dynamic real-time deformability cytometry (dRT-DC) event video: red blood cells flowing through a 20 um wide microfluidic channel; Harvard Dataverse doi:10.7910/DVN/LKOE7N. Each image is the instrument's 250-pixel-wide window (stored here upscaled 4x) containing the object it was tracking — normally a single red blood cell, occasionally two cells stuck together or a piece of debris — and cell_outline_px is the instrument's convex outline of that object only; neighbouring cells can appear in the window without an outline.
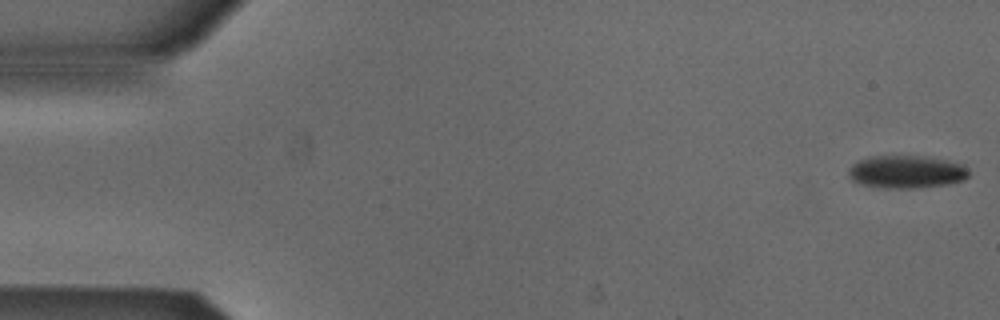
{"species": "Egyptian fruit bat (a non-hibernating species)", "species_latin": "Rousettus aegyptiacus", "temperature_condition": "cold", "stored_images_in_passage": 51, "camera_frame_rate_fps": 3000, "um_per_image_px": 0.085, "animal": {"sex": "male"}, "frame": {"image": 1, "passage_image": 1, "time_ms": 0.0, "image_size_px": [1000, 320], "cell_outline_px": [[968, 176], [964, 180], [948, 184], [912, 188], [884, 188], [860, 184], [852, 180], [848, 176], [848, 168], [856, 160], [868, 156], [928, 156], [948, 160], [964, 164], [968, 168]], "centroid_in_image_um": [77.03, 14.59], "position_along_channel_um": 8.0, "area_um2": 23.35}}
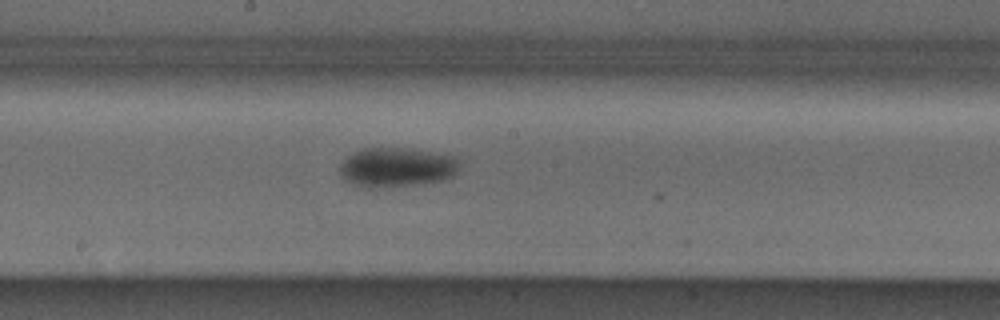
{"frame": {"image": 2, "passage_image": 28, "time_ms": 9.0, "image_size_px": [1000, 320], "cell_outline_px": [[460, 164], [456, 172], [452, 176], [444, 180], [416, 184], [380, 188], [360, 188], [344, 180], [340, 176], [340, 164], [348, 156], [364, 148], [412, 148], [456, 156], [460, 160]], "centroid_in_image_um": [33.72, 14.22], "position_along_channel_um": 214.5, "area_um2": 27.92}}
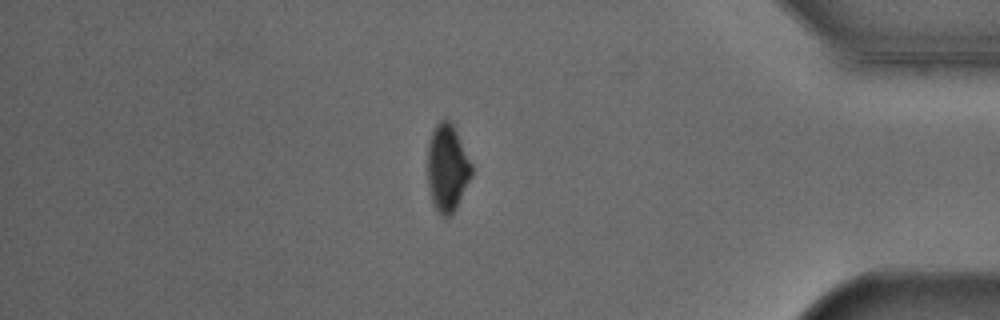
{"frame": {"image": 3, "passage_image": 45, "time_ms": 14.667, "image_size_px": [1000, 320], "cell_outline_px": [[472, 176], [452, 216], [440, 216], [432, 204], [428, 188], [428, 140], [436, 124], [440, 120], [448, 120], [452, 124], [472, 164]], "centroid_in_image_um": [38.0, 14.33], "position_along_channel_um": 397.2, "area_um2": 22.43}, "authors_computed_cell_mechanics": {"area_um2": 25.432, "velocity_mm_per_s": 3.8456, "shape_relaxation_time_tau1_ms": 5.0342, "shape_relaxation_time_tau2_ms": null, "deformation_change_tau1": 0.0878, "deformation_change_tau2": null}}